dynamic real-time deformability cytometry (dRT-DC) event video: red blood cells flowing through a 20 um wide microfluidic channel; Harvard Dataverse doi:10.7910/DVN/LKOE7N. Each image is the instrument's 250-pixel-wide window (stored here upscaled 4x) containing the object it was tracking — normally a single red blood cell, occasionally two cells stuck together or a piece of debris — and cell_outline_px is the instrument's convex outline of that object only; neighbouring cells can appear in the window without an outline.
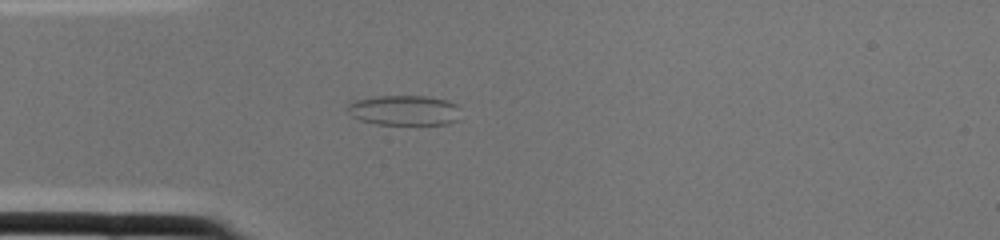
{"species": "common noctule bat (a hibernating species)", "species_latin": "Nyctalus noctula", "temperature_condition": "cold", "stored_images_in_passage": 1, "camera_frame_rate_fps": 3000, "um_per_image_px": 0.085, "animal": {"sex": "female", "body_mass_g": 22.0, "forearm_length_mm": 56.7}, "frame": {"image": 1, "passage_image": 1, "time_ms": 0.0, "image_size_px": [1000, 240], "cell_outline_px": [[460, 120], [448, 124], [376, 124], [360, 120], [352, 116], [344, 108], [348, 104], [356, 100], [376, 96], [428, 96], [448, 100], [456, 104], [460, 108]], "centroid_in_image_um": [34.39, 9.37], "position_along_channel_um": 50.6, "area_um2": 20.17}}